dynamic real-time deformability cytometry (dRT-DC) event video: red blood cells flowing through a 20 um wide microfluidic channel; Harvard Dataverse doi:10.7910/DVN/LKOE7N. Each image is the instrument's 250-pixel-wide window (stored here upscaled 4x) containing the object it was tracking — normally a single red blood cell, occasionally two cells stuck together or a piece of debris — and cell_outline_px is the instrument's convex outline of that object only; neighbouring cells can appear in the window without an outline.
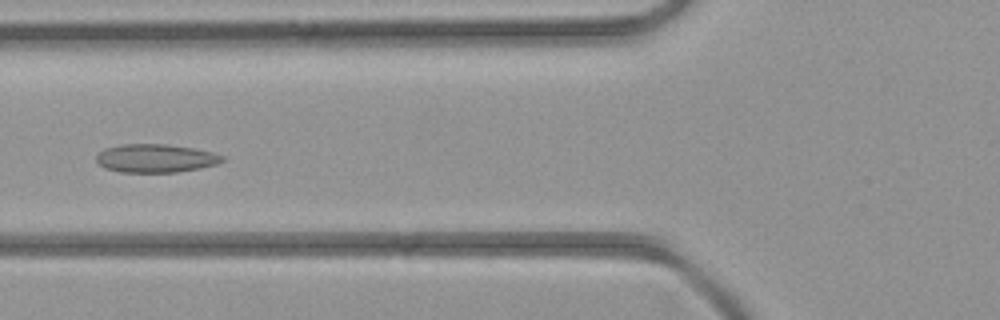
{"species": "common noctule bat (a hibernating species)", "species_latin": "Nyctalus noctula", "temperature_condition": "room temperature", "stored_images_in_passage": 3, "camera_frame_rate_fps": 3000, "um_per_image_px": 0.085, "animal": {"sex": "female", "body_mass_g": 21.9}, "frame": {"image": 1, "passage_image": 3, "time_ms": 2.333, "image_size_px": [1000, 320], "cell_outline_px": [[224, 160], [216, 164], [200, 168], [176, 172], [120, 172], [104, 168], [96, 160], [96, 156], [104, 148], [120, 144], [164, 144], [192, 148], [212, 152], [224, 156]], "centroid_in_image_um": [13.2, 13.45], "position_along_channel_um": 112.6, "area_um2": 20.75}}